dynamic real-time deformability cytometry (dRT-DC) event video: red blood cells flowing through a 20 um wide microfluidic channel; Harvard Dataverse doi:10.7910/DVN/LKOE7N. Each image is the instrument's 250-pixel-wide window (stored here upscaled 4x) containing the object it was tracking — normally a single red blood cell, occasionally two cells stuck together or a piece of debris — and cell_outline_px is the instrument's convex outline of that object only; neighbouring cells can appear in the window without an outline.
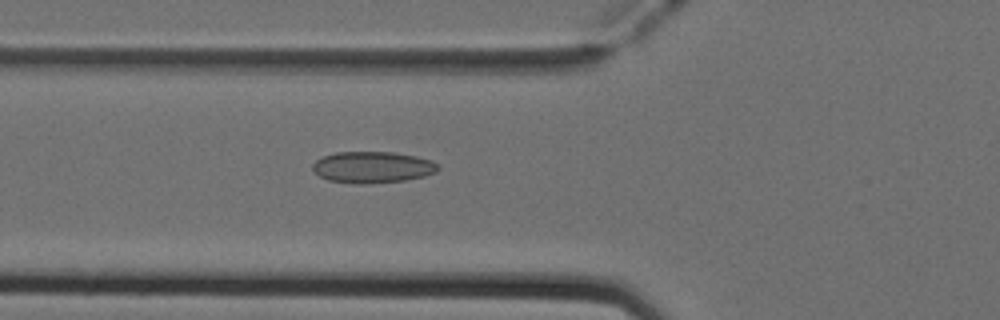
{"species": "Egyptian fruit bat (a non-hibernating species)", "species_latin": "Rousettus aegyptiacus", "temperature_condition": "cold", "stored_images_in_passage": 42, "camera_frame_rate_fps": 3000, "um_per_image_px": 0.085, "animal": {"sex": "female"}, "frame": {"image": 1, "passage_image": 10, "time_ms": 3.0, "image_size_px": [1000, 320], "cell_outline_px": [[440, 168], [436, 172], [424, 176], [404, 180], [364, 184], [356, 184], [328, 180], [320, 176], [312, 168], [312, 164], [316, 160], [324, 156], [336, 152], [392, 152], [416, 156], [428, 160], [436, 164]], "centroid_in_image_um": [31.64, 14.21], "position_along_channel_um": 94.2, "area_um2": 22.77}}
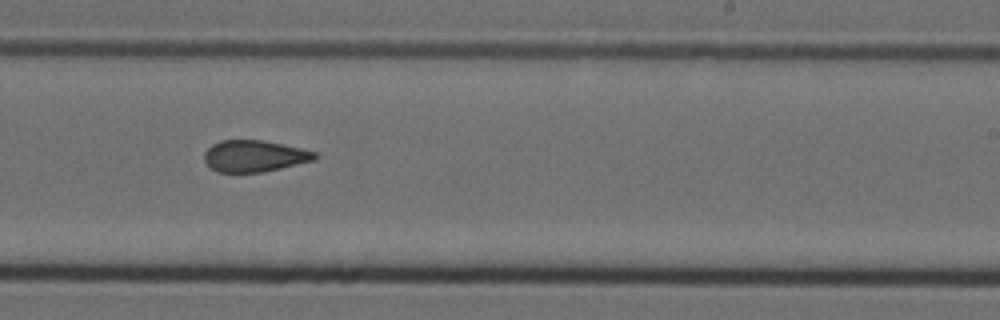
{"frame": {"image": 2, "passage_image": 23, "time_ms": 7.333, "image_size_px": [1000, 320], "cell_outline_px": [[316, 160], [264, 172], [216, 172], [204, 160], [204, 152], [212, 144], [220, 140], [264, 140], [300, 148], [316, 152]], "centroid_in_image_um": [21.62, 13.26], "position_along_channel_um": 267.4, "area_um2": 20.35}}
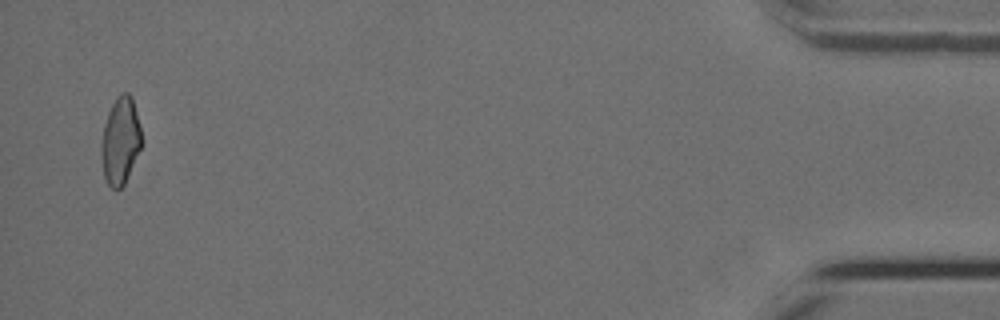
{"frame": {"image": 3, "passage_image": 41, "time_ms": 13.333, "image_size_px": [1000, 320], "cell_outline_px": [[144, 144], [124, 184], [120, 188], [112, 188], [108, 184], [104, 176], [100, 156], [100, 148], [104, 124], [108, 112], [116, 96], [124, 92], [128, 92], [132, 96]], "centroid_in_image_um": [10.24, 11.96], "position_along_channel_um": 425.0, "area_um2": 20.75}, "authors_computed_cell_mechanics": {"area_um2": 21.2415, "velocity_mm_per_s": 3.9931, "shape_relaxation_time_tau1_ms": null, "shape_relaxation_time_tau2_ms": 2.1199, "deformation_change_tau1": null, "deformation_change_tau2": 0.0884}}